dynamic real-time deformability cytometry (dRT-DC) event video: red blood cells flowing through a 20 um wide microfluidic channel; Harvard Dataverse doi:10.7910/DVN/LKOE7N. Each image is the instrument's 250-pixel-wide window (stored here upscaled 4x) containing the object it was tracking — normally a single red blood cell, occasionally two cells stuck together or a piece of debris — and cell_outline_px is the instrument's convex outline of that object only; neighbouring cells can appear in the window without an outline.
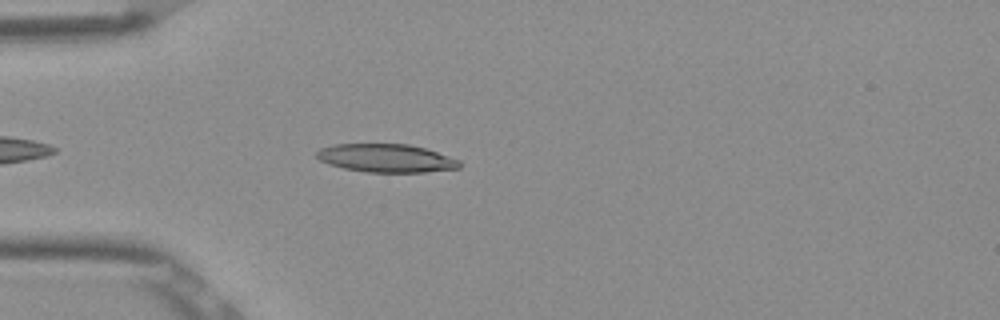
{"species": "Egyptian fruit bat (a non-hibernating species)", "species_latin": "Rousettus aegyptiacus", "temperature_condition": "room temperature", "stored_images_in_passage": 5, "camera_frame_rate_fps": 3000, "um_per_image_px": 0.085, "frame": {"image": 1, "passage_image": 5, "time_ms": 1.333, "image_size_px": [1000, 320], "cell_outline_px": [[460, 168], [424, 172], [368, 172], [344, 168], [328, 164], [320, 160], [316, 156], [316, 152], [320, 148], [332, 144], [408, 144], [424, 148], [460, 160]], "centroid_in_image_um": [32.8, 13.44], "position_along_channel_um": 52.2, "area_um2": 23.41}}